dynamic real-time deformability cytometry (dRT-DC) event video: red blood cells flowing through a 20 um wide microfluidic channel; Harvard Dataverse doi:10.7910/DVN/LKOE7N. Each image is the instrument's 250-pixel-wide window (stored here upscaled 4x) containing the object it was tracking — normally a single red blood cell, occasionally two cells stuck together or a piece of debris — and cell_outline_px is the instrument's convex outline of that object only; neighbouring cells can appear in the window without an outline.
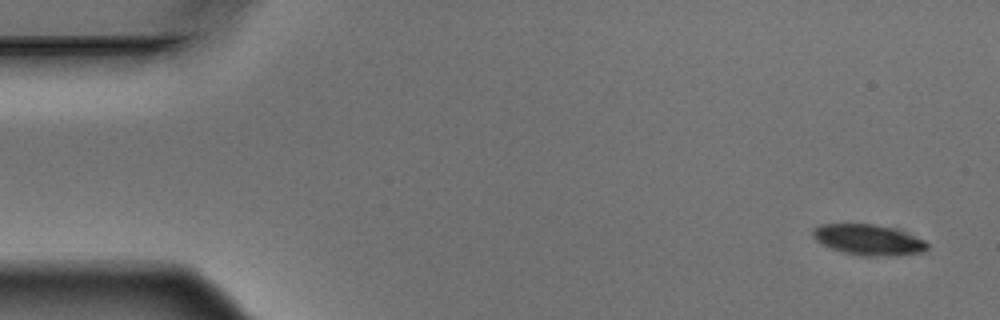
{"species": "Egyptian fruit bat (a non-hibernating species)", "species_latin": "Rousettus aegyptiacus", "temperature_condition": "warm", "stored_images_in_passage": 6, "camera_frame_rate_fps": 3000, "um_per_image_px": 0.085, "animal": {"sex": "male"}, "frame": {"image": 1, "passage_image": 1, "time_ms": 0.0, "image_size_px": [1000, 320], "cell_outline_px": [[928, 248], [924, 252], [872, 256], [860, 256], [844, 252], [832, 248], [816, 240], [812, 236], [812, 228], [820, 224], [872, 224], [888, 228], [924, 240], [928, 244]], "centroid_in_image_um": [73.73, 20.38], "position_along_channel_um": 11.3, "area_um2": 19.77}}